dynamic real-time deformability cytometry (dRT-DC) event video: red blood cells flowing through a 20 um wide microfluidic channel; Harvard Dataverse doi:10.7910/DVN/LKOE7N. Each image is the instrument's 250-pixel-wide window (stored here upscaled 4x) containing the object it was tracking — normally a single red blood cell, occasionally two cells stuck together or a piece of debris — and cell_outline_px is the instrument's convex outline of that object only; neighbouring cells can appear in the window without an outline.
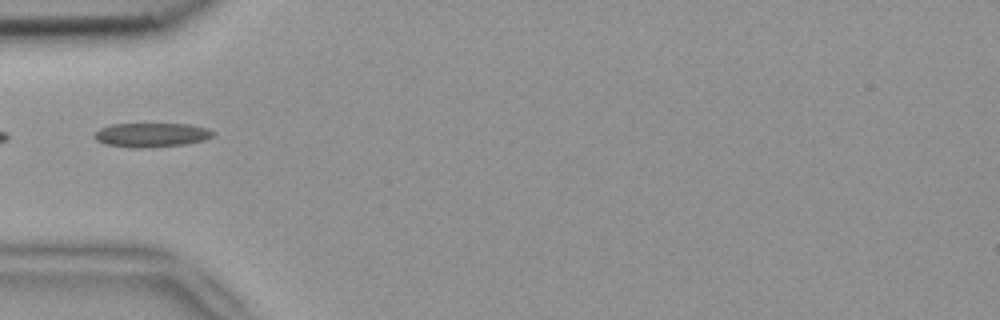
{"species": "common noctule bat (a hibernating species)", "species_latin": "Nyctalus noctula", "temperature_condition": "room temperature", "stored_images_in_passage": 5, "segment_of_instrument_passage": [2, 2], "camera_frame_rate_fps": 3000, "um_per_image_px": 0.085, "animal": {"sex": "female", "body_mass_g": 18.4}, "frame": {"image": 1, "passage_image": 5, "time_ms": 1.333, "image_size_px": [1000, 320], "cell_outline_px": [[216, 132], [212, 136], [204, 140], [188, 144], [148, 148], [132, 148], [104, 144], [96, 140], [92, 136], [100, 128], [112, 124], [188, 124], [208, 128]], "centroid_in_image_um": [12.88, 11.48], "position_along_channel_um": 72.1, "area_um2": 16.94}}